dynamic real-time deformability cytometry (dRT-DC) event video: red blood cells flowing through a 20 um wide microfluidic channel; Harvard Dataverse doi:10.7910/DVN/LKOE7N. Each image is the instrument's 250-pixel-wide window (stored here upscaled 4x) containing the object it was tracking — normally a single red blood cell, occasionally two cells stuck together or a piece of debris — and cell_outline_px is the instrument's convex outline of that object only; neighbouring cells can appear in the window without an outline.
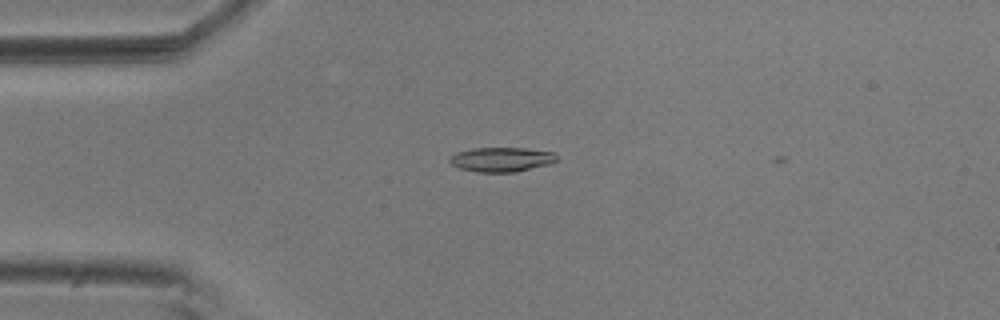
{"species": "common noctule bat (a hibernating species)", "species_latin": "Nyctalus noctula", "temperature_condition": "room temperature", "stored_images_in_passage": 5, "camera_frame_rate_fps": 3000, "um_per_image_px": 0.085, "animal": {"sex": "male", "body_mass_g": 20.5, "forearm_length_mm": 52.5}, "frame": {"image": 1, "passage_image": 3, "time_ms": 0.667, "image_size_px": [1000, 320], "cell_outline_px": [[556, 160], [552, 164], [516, 172], [476, 172], [460, 168], [452, 164], [448, 160], [456, 152], [472, 148], [524, 148], [552, 152], [556, 156]], "centroid_in_image_um": [42.63, 13.56], "position_along_channel_um": 42.4, "area_um2": 15.26}}